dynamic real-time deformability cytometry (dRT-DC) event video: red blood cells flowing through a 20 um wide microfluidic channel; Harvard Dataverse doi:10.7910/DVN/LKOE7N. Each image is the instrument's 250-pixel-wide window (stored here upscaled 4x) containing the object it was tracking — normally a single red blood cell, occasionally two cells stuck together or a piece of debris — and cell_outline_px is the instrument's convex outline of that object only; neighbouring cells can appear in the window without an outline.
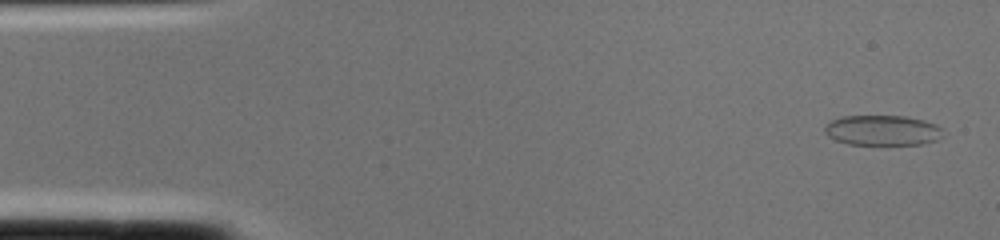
{"species": "common noctule bat (a hibernating species)", "species_latin": "Nyctalus noctula", "temperature_condition": "cold", "stored_images_in_passage": 2, "camera_frame_rate_fps": 3000, "um_per_image_px": 0.085, "animal": {"sex": "female", "body_mass_g": 22.0, "forearm_length_mm": 56.7}, "frame": {"image": 1, "passage_image": 1, "time_ms": 0.0, "image_size_px": [1000, 240], "cell_outline_px": [[944, 136], [936, 140], [920, 144], [848, 144], [836, 140], [828, 136], [824, 132], [824, 128], [832, 120], [840, 116], [904, 116], [924, 120], [936, 124], [940, 128]], "centroid_in_image_um": [75.01, 11.07], "position_along_channel_um": 10.0, "area_um2": 20.75}}
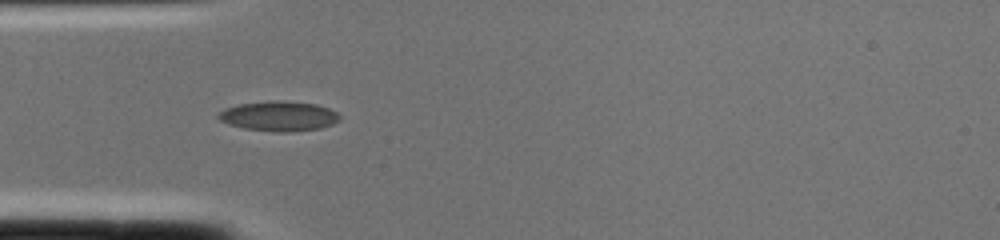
{"frame": {"image": 2, "passage_image": 2, "time_ms": 0.333, "image_size_px": [1000, 240], "cell_outline_px": [[340, 120], [332, 124], [320, 128], [288, 132], [276, 132], [244, 128], [228, 124], [220, 120], [216, 116], [224, 108], [240, 104], [272, 100], [276, 100], [316, 104], [328, 108], [336, 112], [340, 116]], "centroid_in_image_um": [23.69, 9.87], "position_along_channel_um": 61.3, "area_um2": 21.04}}